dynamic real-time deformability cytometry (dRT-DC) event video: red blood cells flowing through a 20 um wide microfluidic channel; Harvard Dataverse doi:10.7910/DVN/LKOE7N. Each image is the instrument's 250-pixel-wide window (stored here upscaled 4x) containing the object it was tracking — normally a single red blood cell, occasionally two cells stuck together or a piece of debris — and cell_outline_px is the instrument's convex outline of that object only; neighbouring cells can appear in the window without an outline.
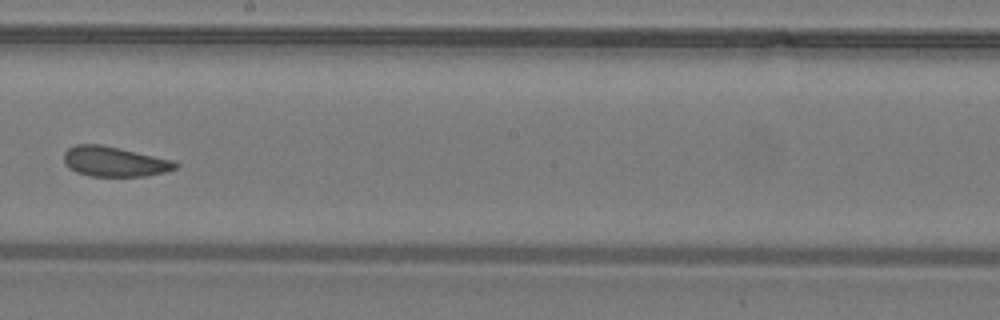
{"species": "common noctule bat (a hibernating species)", "species_latin": "Nyctalus noctula", "temperature_condition": "warm", "stored_images_in_passage": 29, "camera_frame_rate_fps": 3000, "um_per_image_px": 0.085, "animal": {"sex": "male", "body_mass_g": 19.2, "forearm_length_mm": 51.8}, "frame": {"image": 1, "passage_image": 13, "time_ms": 4.0, "image_size_px": [1000, 320], "cell_outline_px": [[180, 164], [176, 168], [168, 172], [144, 176], [88, 176], [76, 172], [68, 168], [64, 160], [64, 152], [68, 148], [76, 144], [100, 144], [120, 148], [172, 160]], "centroid_in_image_um": [9.72, 13.74], "position_along_channel_um": 238.5, "area_um2": 19.59}}